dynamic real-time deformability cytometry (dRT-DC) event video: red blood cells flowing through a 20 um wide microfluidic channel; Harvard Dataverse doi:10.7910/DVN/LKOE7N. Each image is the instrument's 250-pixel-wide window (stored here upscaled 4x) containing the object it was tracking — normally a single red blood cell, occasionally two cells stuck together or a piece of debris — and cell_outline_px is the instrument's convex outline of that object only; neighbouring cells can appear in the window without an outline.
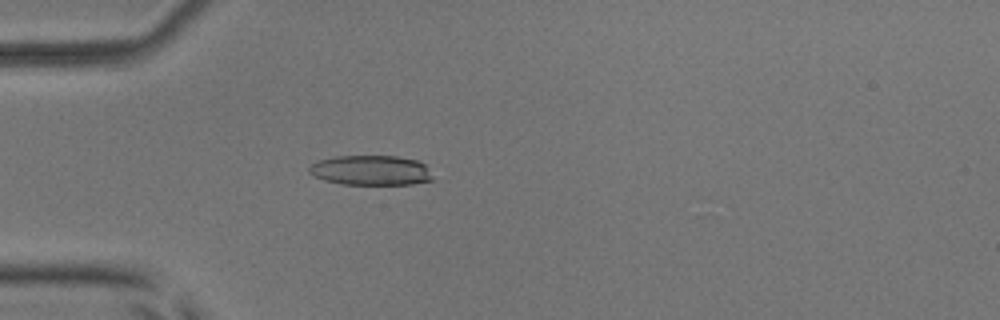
{"species": "common noctule bat (a hibernating species)", "species_latin": "Nyctalus noctula", "temperature_condition": "room temperature", "stored_images_in_passage": 52, "camera_frame_rate_fps": 3000, "um_per_image_px": 0.085, "animal": {"sex": "male", "body_mass_g": 17.9, "forearm_length_mm": 54.2}, "frame": {"image": 1, "passage_image": 15, "time_ms": 4.667, "image_size_px": [1000, 320], "cell_outline_px": [[432, 180], [412, 184], [344, 184], [324, 180], [308, 172], [308, 168], [312, 164], [320, 160], [336, 156], [396, 156], [416, 160], [424, 164], [432, 176]], "centroid_in_image_um": [31.52, 14.47], "position_along_channel_um": 53.5, "area_um2": 21.27}}
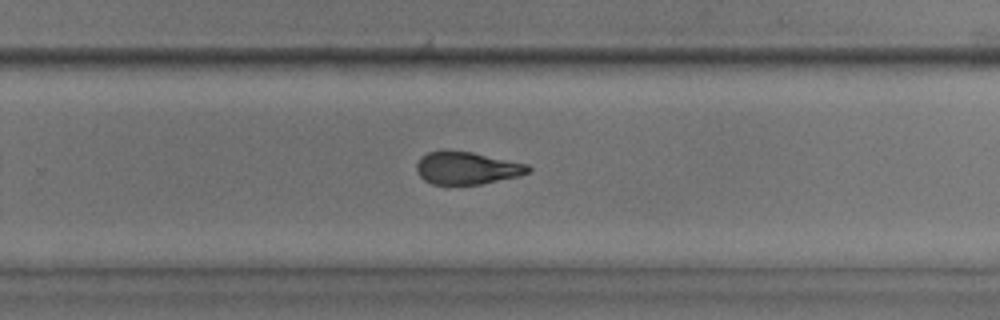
{"frame": {"image": 2, "passage_image": 34, "time_ms": 11.0, "image_size_px": [1000, 320], "cell_outline_px": [[532, 172], [520, 176], [480, 184], [432, 184], [424, 180], [420, 176], [416, 168], [416, 164], [420, 156], [428, 152], [472, 152], [528, 164], [532, 168]], "centroid_in_image_um": [39.73, 14.3], "position_along_channel_um": 290.1, "area_um2": 20.98}}
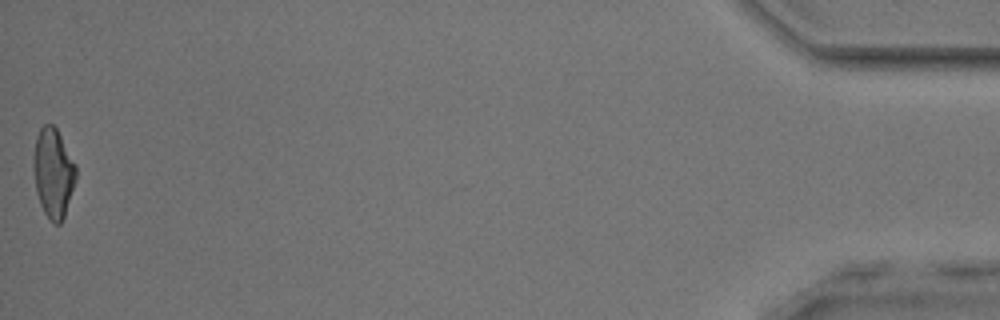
{"frame": {"image": 3, "passage_image": 52, "time_ms": 17.0, "image_size_px": [1000, 320], "cell_outline_px": [[76, 180], [64, 216], [60, 224], [56, 224], [48, 220], [40, 204], [36, 192], [32, 168], [32, 156], [36, 136], [40, 128], [44, 124], [52, 124], [56, 128], [76, 164]], "centroid_in_image_um": [4.5, 14.69], "position_along_channel_um": 430.7, "area_um2": 22.43}, "authors_computed_cell_mechanics": {"area_um2": 22.4553, "velocity_mm_per_s": 3.9281, "shape_relaxation_time_tau1_ms": 4.6255, "shape_relaxation_time_tau2_ms": 2.0852, "deformation_change_tau1": 0.1678, "deformation_change_tau2": 0.0835}}